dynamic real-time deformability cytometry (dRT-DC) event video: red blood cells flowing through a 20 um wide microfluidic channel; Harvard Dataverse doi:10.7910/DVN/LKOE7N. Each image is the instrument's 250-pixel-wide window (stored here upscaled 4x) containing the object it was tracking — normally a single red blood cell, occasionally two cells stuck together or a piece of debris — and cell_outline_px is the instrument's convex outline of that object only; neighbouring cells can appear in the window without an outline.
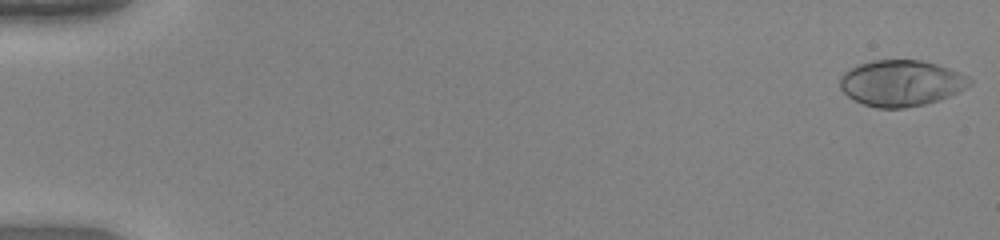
{"species": "human", "species_latin": "Homo sapiens", "temperature_condition": "warm", "stored_images_in_passage": 50, "camera_frame_rate_fps": 3000, "um_per_image_px": 0.085, "donor": {"sex": "female"}, "frame": {"image": 1, "passage_image": 1, "time_ms": 0.0, "image_size_px": [1000, 240], "cell_outline_px": [[972, 84], [968, 88], [960, 92], [924, 104], [904, 108], [876, 108], [864, 104], [848, 96], [840, 88], [840, 76], [844, 72], [860, 64], [876, 60], [920, 60], [936, 64], [960, 72], [968, 76], [972, 80]], "centroid_in_image_um": [76.63, 7.06], "position_along_channel_um": 8.4, "area_um2": 34.68}}
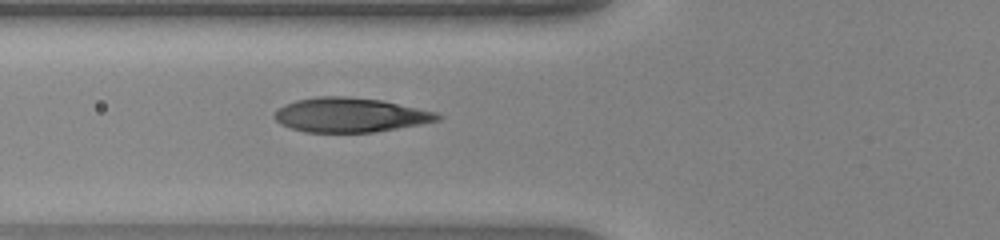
{"frame": {"image": 2, "passage_image": 20, "time_ms": 6.333, "image_size_px": [1000, 240], "cell_outline_px": [[444, 116], [440, 120], [424, 124], [372, 132], [304, 132], [280, 124], [272, 116], [284, 104], [296, 100], [316, 96], [348, 96], [380, 100], [436, 112]], "centroid_in_image_um": [29.77, 9.77], "position_along_channel_um": 96.0, "area_um2": 32.71}}
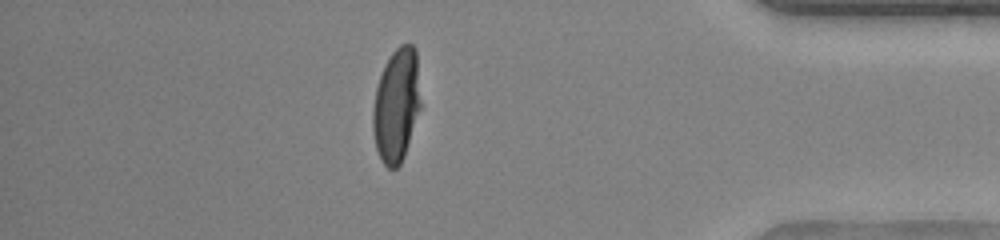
{"frame": {"image": 3, "passage_image": 44, "time_ms": 14.333, "image_size_px": [1000, 240], "cell_outline_px": [[420, 108], [404, 156], [400, 164], [396, 168], [388, 168], [380, 160], [376, 148], [372, 132], [372, 108], [376, 88], [384, 64], [392, 52], [400, 44], [412, 44], [416, 48], [420, 100]], "centroid_in_image_um": [33.67, 8.94], "position_along_channel_um": 401.5, "area_um2": 31.73}, "authors_computed_cell_mechanics": {"area_um2": 33.2639, "velocity_mm_per_s": 4.2059, "shape_relaxation_time_tau1_ms": 3.6937, "shape_relaxation_time_tau2_ms": null, "deformation_change_tau1": 0.2671, "deformation_change_tau2": null}}